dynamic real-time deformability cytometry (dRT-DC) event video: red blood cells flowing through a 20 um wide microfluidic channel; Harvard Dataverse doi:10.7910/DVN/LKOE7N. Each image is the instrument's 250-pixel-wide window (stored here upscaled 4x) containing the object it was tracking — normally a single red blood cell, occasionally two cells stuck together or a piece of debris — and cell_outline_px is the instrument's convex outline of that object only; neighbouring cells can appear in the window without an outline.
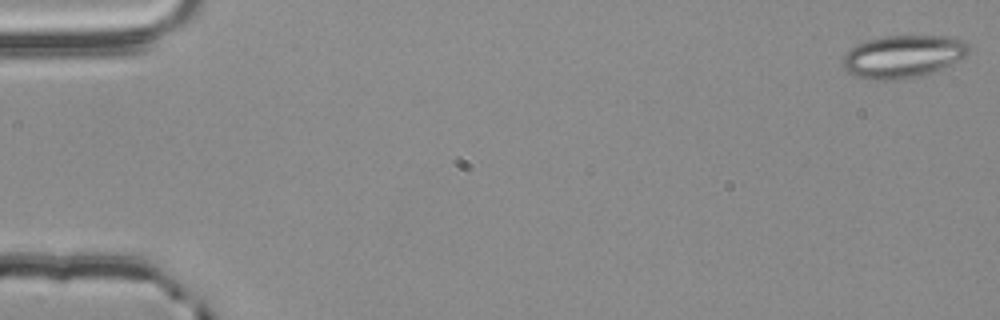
{"species": "common noctule bat (a hibernating species)", "species_latin": "Nyctalus noctula", "temperature_condition": "room temperature", "stored_images_in_passage": 55, "camera_frame_rate_fps": 3000, "um_per_image_px": 0.085, "animal": {"sex": "male", "body_mass_g": 20.4}, "frame": {"image": 1, "passage_image": 1, "time_ms": 0.0, "image_size_px": [1000, 320], "cell_outline_px": [[972, 48], [968, 56], [932, 72], [900, 80], [868, 80], [852, 76], [844, 68], [844, 56], [852, 48], [868, 40], [884, 36], [948, 36], [964, 40]], "centroid_in_image_um": [76.8, 4.81], "position_along_channel_um": 8.2, "area_um2": 31.33}}
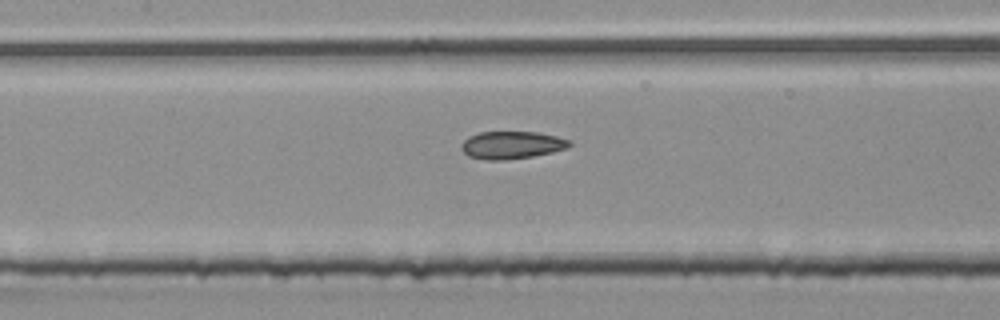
{"frame": {"image": 2, "passage_image": 26, "time_ms": 8.333, "image_size_px": [1000, 320], "cell_outline_px": [[572, 144], [568, 148], [552, 152], [532, 156], [504, 160], [484, 160], [468, 156], [460, 148], [460, 144], [468, 136], [480, 132], [536, 132], [556, 136], [568, 140]], "centroid_in_image_um": [43.45, 12.33], "position_along_channel_um": 163.9, "area_um2": 17.4}}
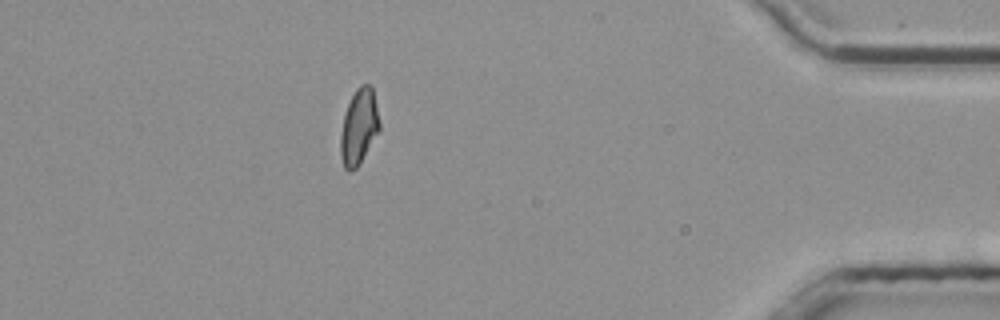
{"frame": {"image": 3, "passage_image": 49, "time_ms": 16.0, "image_size_px": [1000, 320], "cell_outline_px": [[380, 128], [356, 168], [348, 172], [344, 168], [340, 156], [340, 136], [344, 116], [348, 104], [356, 88], [360, 84], [368, 84], [372, 88], [380, 124]], "centroid_in_image_um": [30.48, 10.78], "position_along_channel_um": 404.7, "area_um2": 16.76}, "authors_computed_cell_mechanics": {"area_um2": 17.3978, "velocity_mm_per_s": 3.7834, "shape_relaxation_time_tau1_ms": null, "shape_relaxation_time_tau2_ms": 3.4518, "deformation_change_tau1": null, "deformation_change_tau2": 0.1013}}